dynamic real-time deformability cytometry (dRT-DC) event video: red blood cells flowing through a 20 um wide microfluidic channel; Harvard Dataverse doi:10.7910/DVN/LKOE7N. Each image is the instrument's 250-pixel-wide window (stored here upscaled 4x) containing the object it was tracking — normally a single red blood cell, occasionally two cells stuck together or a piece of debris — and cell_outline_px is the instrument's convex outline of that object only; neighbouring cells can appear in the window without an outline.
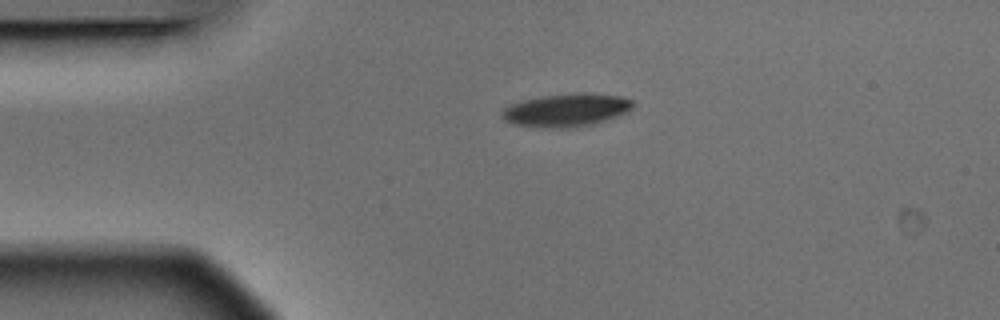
{"species": "Egyptian fruit bat (a non-hibernating species)", "species_latin": "Rousettus aegyptiacus", "temperature_condition": "warm", "stored_images_in_passage": 3, "camera_frame_rate_fps": 3000, "um_per_image_px": 0.085, "animal": {"sex": "male"}, "frame": {"image": 1, "passage_image": 3, "time_ms": 0.667, "image_size_px": [1000, 320], "cell_outline_px": [[632, 108], [628, 112], [608, 120], [592, 124], [572, 128], [544, 128], [516, 124], [504, 120], [500, 116], [500, 112], [504, 108], [512, 104], [524, 100], [544, 96], [580, 92], [584, 92], [620, 96], [632, 100]], "centroid_in_image_um": [48.15, 9.36], "position_along_channel_um": 36.8, "area_um2": 25.26}}